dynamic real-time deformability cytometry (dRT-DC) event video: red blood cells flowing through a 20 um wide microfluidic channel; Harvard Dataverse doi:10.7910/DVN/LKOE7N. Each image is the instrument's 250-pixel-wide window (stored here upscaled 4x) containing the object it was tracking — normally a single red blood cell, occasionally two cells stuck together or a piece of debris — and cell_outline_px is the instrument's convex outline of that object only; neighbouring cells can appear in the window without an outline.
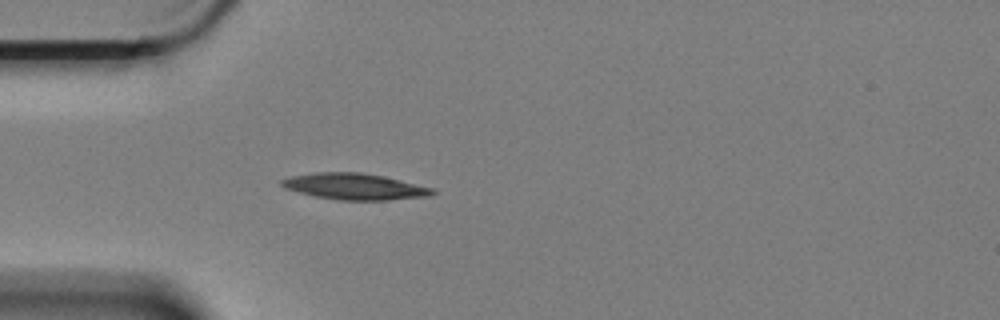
{"species": "Egyptian fruit bat (a non-hibernating species)", "species_latin": "Rousettus aegyptiacus", "temperature_condition": "cold", "stored_images_in_passage": 40, "camera_frame_rate_fps": 3000, "um_per_image_px": 0.085, "animal": {"sex": "female"}, "frame": {"image": 1, "passage_image": 1, "time_ms": 0.0, "image_size_px": [1000, 320], "cell_outline_px": [[436, 192], [428, 196], [388, 200], [340, 200], [316, 196], [284, 188], [280, 184], [280, 180], [292, 176], [316, 172], [360, 172], [384, 176], [432, 188]], "centroid_in_image_um": [30.13, 15.85], "position_along_channel_um": 54.9, "area_um2": 22.83}}
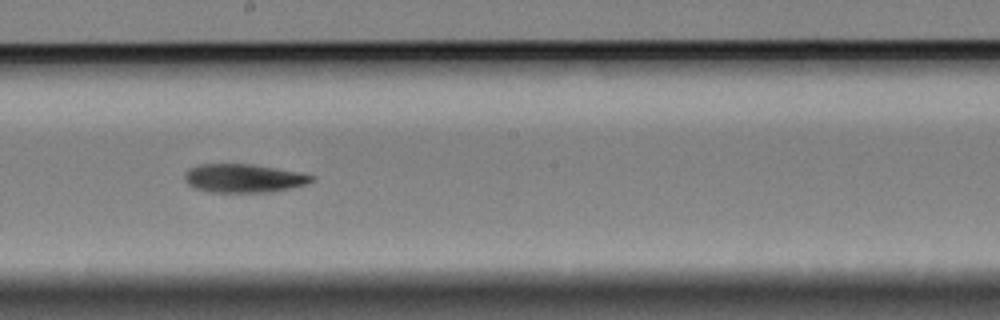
{"frame": {"image": 2, "passage_image": 17, "time_ms": 5.333, "image_size_px": [1000, 320], "cell_outline_px": [[316, 176], [312, 180], [304, 184], [272, 192], [212, 192], [196, 188], [188, 184], [184, 180], [184, 176], [188, 168], [200, 164], [252, 164], [300, 172]], "centroid_in_image_um": [20.68, 15.14], "position_along_channel_um": 227.5, "area_um2": 20.98}}
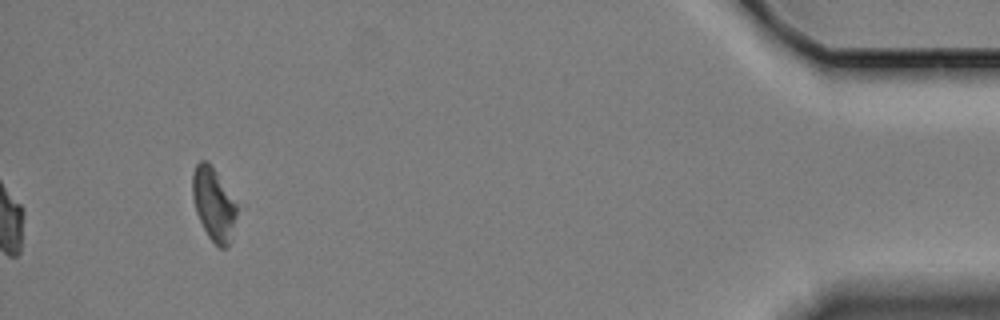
{"frame": {"image": 3, "passage_image": 40, "time_ms": 13.0, "image_size_px": [1000, 320], "cell_outline_px": [[236, 216], [232, 240], [228, 248], [220, 248], [208, 236], [196, 212], [192, 196], [192, 176], [196, 164], [200, 160], [208, 160], [216, 172], [236, 204]], "centroid_in_image_um": [18.15, 17.37], "position_along_channel_um": 417.1, "area_um2": 18.67}, "authors_computed_cell_mechanics": {"area_um2": 21.2415, "velocity_mm_per_s": 3.3421, "shape_relaxation_time_tau1_ms": 3.7849, "shape_relaxation_time_tau2_ms": null, "deformation_change_tau1": 0.12, "deformation_change_tau2": null}}